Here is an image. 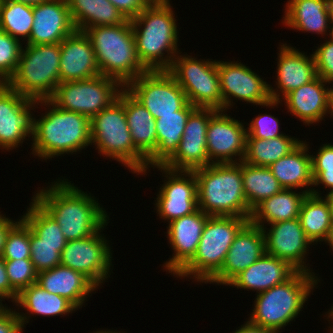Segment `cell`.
I'll return each mask as SVG.
<instances>
[{"instance_id":"obj_1","label":"cell","mask_w":333,"mask_h":333,"mask_svg":"<svg viewBox=\"0 0 333 333\" xmlns=\"http://www.w3.org/2000/svg\"><path fill=\"white\" fill-rule=\"evenodd\" d=\"M50 186L38 190L33 198L55 219L67 241L89 237L108 221L107 212L94 196L67 179Z\"/></svg>"},{"instance_id":"obj_2","label":"cell","mask_w":333,"mask_h":333,"mask_svg":"<svg viewBox=\"0 0 333 333\" xmlns=\"http://www.w3.org/2000/svg\"><path fill=\"white\" fill-rule=\"evenodd\" d=\"M174 15L170 0H152L130 20L136 53L147 71H168L176 54H181L177 51L179 33Z\"/></svg>"},{"instance_id":"obj_3","label":"cell","mask_w":333,"mask_h":333,"mask_svg":"<svg viewBox=\"0 0 333 333\" xmlns=\"http://www.w3.org/2000/svg\"><path fill=\"white\" fill-rule=\"evenodd\" d=\"M39 103L48 111L41 118L34 119L32 154L47 160L65 153L74 154L91 145L90 119L87 116L63 110L50 99L39 100Z\"/></svg>"},{"instance_id":"obj_4","label":"cell","mask_w":333,"mask_h":333,"mask_svg":"<svg viewBox=\"0 0 333 333\" xmlns=\"http://www.w3.org/2000/svg\"><path fill=\"white\" fill-rule=\"evenodd\" d=\"M198 183V208L210 216L250 219L252 209L244 195L242 161L210 164L193 170Z\"/></svg>"},{"instance_id":"obj_5","label":"cell","mask_w":333,"mask_h":333,"mask_svg":"<svg viewBox=\"0 0 333 333\" xmlns=\"http://www.w3.org/2000/svg\"><path fill=\"white\" fill-rule=\"evenodd\" d=\"M89 38L100 74L116 79L123 87L147 70L139 62L130 19L119 25L90 27Z\"/></svg>"},{"instance_id":"obj_6","label":"cell","mask_w":333,"mask_h":333,"mask_svg":"<svg viewBox=\"0 0 333 333\" xmlns=\"http://www.w3.org/2000/svg\"><path fill=\"white\" fill-rule=\"evenodd\" d=\"M91 145L137 175L146 174L147 158L135 147L125 114V88L118 98L90 120ZM139 173V174H138Z\"/></svg>"},{"instance_id":"obj_7","label":"cell","mask_w":333,"mask_h":333,"mask_svg":"<svg viewBox=\"0 0 333 333\" xmlns=\"http://www.w3.org/2000/svg\"><path fill=\"white\" fill-rule=\"evenodd\" d=\"M320 279L315 274L297 271L287 281L257 294L248 321L258 327L280 333L304 308Z\"/></svg>"},{"instance_id":"obj_8","label":"cell","mask_w":333,"mask_h":333,"mask_svg":"<svg viewBox=\"0 0 333 333\" xmlns=\"http://www.w3.org/2000/svg\"><path fill=\"white\" fill-rule=\"evenodd\" d=\"M8 85L34 101L48 100L60 83V43L26 44Z\"/></svg>"},{"instance_id":"obj_9","label":"cell","mask_w":333,"mask_h":333,"mask_svg":"<svg viewBox=\"0 0 333 333\" xmlns=\"http://www.w3.org/2000/svg\"><path fill=\"white\" fill-rule=\"evenodd\" d=\"M249 222L236 216H209L192 260L176 275L207 283L222 267L239 231Z\"/></svg>"},{"instance_id":"obj_10","label":"cell","mask_w":333,"mask_h":333,"mask_svg":"<svg viewBox=\"0 0 333 333\" xmlns=\"http://www.w3.org/2000/svg\"><path fill=\"white\" fill-rule=\"evenodd\" d=\"M209 60L198 61L195 57L177 54L168 72L183 89L191 105L223 110L217 61Z\"/></svg>"},{"instance_id":"obj_11","label":"cell","mask_w":333,"mask_h":333,"mask_svg":"<svg viewBox=\"0 0 333 333\" xmlns=\"http://www.w3.org/2000/svg\"><path fill=\"white\" fill-rule=\"evenodd\" d=\"M122 88L116 79L100 74L86 80L59 83L50 100L63 110L80 113L91 120L118 98Z\"/></svg>"},{"instance_id":"obj_12","label":"cell","mask_w":333,"mask_h":333,"mask_svg":"<svg viewBox=\"0 0 333 333\" xmlns=\"http://www.w3.org/2000/svg\"><path fill=\"white\" fill-rule=\"evenodd\" d=\"M157 119L174 114L189 102L183 89L168 71H147L124 87Z\"/></svg>"},{"instance_id":"obj_13","label":"cell","mask_w":333,"mask_h":333,"mask_svg":"<svg viewBox=\"0 0 333 333\" xmlns=\"http://www.w3.org/2000/svg\"><path fill=\"white\" fill-rule=\"evenodd\" d=\"M107 224L89 237L67 241L61 252L60 264L82 273L97 288L110 277L113 260L111 248L100 234Z\"/></svg>"},{"instance_id":"obj_14","label":"cell","mask_w":333,"mask_h":333,"mask_svg":"<svg viewBox=\"0 0 333 333\" xmlns=\"http://www.w3.org/2000/svg\"><path fill=\"white\" fill-rule=\"evenodd\" d=\"M237 62L217 61L223 111L233 106L231 97L264 107L277 106L280 101L271 99L270 84L241 62Z\"/></svg>"},{"instance_id":"obj_15","label":"cell","mask_w":333,"mask_h":333,"mask_svg":"<svg viewBox=\"0 0 333 333\" xmlns=\"http://www.w3.org/2000/svg\"><path fill=\"white\" fill-rule=\"evenodd\" d=\"M37 103V104H36ZM39 101L26 98L7 83H0V149L13 150L26 137H33L34 117L31 110Z\"/></svg>"},{"instance_id":"obj_16","label":"cell","mask_w":333,"mask_h":333,"mask_svg":"<svg viewBox=\"0 0 333 333\" xmlns=\"http://www.w3.org/2000/svg\"><path fill=\"white\" fill-rule=\"evenodd\" d=\"M156 167L167 177L155 200L159 217L170 223L195 212L198 209V183L194 171L172 170L163 165L153 168Z\"/></svg>"},{"instance_id":"obj_17","label":"cell","mask_w":333,"mask_h":333,"mask_svg":"<svg viewBox=\"0 0 333 333\" xmlns=\"http://www.w3.org/2000/svg\"><path fill=\"white\" fill-rule=\"evenodd\" d=\"M218 110L196 107L189 115L176 152L163 164L172 170L193 171L210 165L206 134L210 118Z\"/></svg>"},{"instance_id":"obj_18","label":"cell","mask_w":333,"mask_h":333,"mask_svg":"<svg viewBox=\"0 0 333 333\" xmlns=\"http://www.w3.org/2000/svg\"><path fill=\"white\" fill-rule=\"evenodd\" d=\"M224 113L218 110L210 118L207 127L206 149L211 164L240 163L245 156L246 127Z\"/></svg>"},{"instance_id":"obj_19","label":"cell","mask_w":333,"mask_h":333,"mask_svg":"<svg viewBox=\"0 0 333 333\" xmlns=\"http://www.w3.org/2000/svg\"><path fill=\"white\" fill-rule=\"evenodd\" d=\"M263 228L266 253L290 263L298 271L313 273L305 263L312 242L307 238L299 218L270 224ZM268 231L266 232V230ZM311 271V272H310Z\"/></svg>"},{"instance_id":"obj_20","label":"cell","mask_w":333,"mask_h":333,"mask_svg":"<svg viewBox=\"0 0 333 333\" xmlns=\"http://www.w3.org/2000/svg\"><path fill=\"white\" fill-rule=\"evenodd\" d=\"M265 253L264 230L249 221L235 237L221 269L207 283L227 285Z\"/></svg>"},{"instance_id":"obj_21","label":"cell","mask_w":333,"mask_h":333,"mask_svg":"<svg viewBox=\"0 0 333 333\" xmlns=\"http://www.w3.org/2000/svg\"><path fill=\"white\" fill-rule=\"evenodd\" d=\"M209 216L198 208L192 214L168 223L167 238L174 253L163 265L166 272L175 276L192 260Z\"/></svg>"},{"instance_id":"obj_22","label":"cell","mask_w":333,"mask_h":333,"mask_svg":"<svg viewBox=\"0 0 333 333\" xmlns=\"http://www.w3.org/2000/svg\"><path fill=\"white\" fill-rule=\"evenodd\" d=\"M76 31L67 0H48L33 6V25L26 44L60 43Z\"/></svg>"},{"instance_id":"obj_23","label":"cell","mask_w":333,"mask_h":333,"mask_svg":"<svg viewBox=\"0 0 333 333\" xmlns=\"http://www.w3.org/2000/svg\"><path fill=\"white\" fill-rule=\"evenodd\" d=\"M277 64L276 87L280 90H275L269 85L270 96L274 101L282 102L281 96L284 97L292 90L310 83L317 77L313 54L309 58L294 47L287 46L286 43L281 44Z\"/></svg>"},{"instance_id":"obj_24","label":"cell","mask_w":333,"mask_h":333,"mask_svg":"<svg viewBox=\"0 0 333 333\" xmlns=\"http://www.w3.org/2000/svg\"><path fill=\"white\" fill-rule=\"evenodd\" d=\"M60 83L100 75L93 46L84 32L75 31L60 42Z\"/></svg>"},{"instance_id":"obj_25","label":"cell","mask_w":333,"mask_h":333,"mask_svg":"<svg viewBox=\"0 0 333 333\" xmlns=\"http://www.w3.org/2000/svg\"><path fill=\"white\" fill-rule=\"evenodd\" d=\"M327 83L330 84L317 76L310 83L289 92L283 98L288 112L308 126L322 121L331 113V88L325 87Z\"/></svg>"},{"instance_id":"obj_26","label":"cell","mask_w":333,"mask_h":333,"mask_svg":"<svg viewBox=\"0 0 333 333\" xmlns=\"http://www.w3.org/2000/svg\"><path fill=\"white\" fill-rule=\"evenodd\" d=\"M298 270L285 260L265 253L235 276L227 286L256 291L257 294L290 279Z\"/></svg>"},{"instance_id":"obj_27","label":"cell","mask_w":333,"mask_h":333,"mask_svg":"<svg viewBox=\"0 0 333 333\" xmlns=\"http://www.w3.org/2000/svg\"><path fill=\"white\" fill-rule=\"evenodd\" d=\"M36 283L49 293L67 298L79 309L91 292L98 289L82 273L61 264L39 272Z\"/></svg>"},{"instance_id":"obj_28","label":"cell","mask_w":333,"mask_h":333,"mask_svg":"<svg viewBox=\"0 0 333 333\" xmlns=\"http://www.w3.org/2000/svg\"><path fill=\"white\" fill-rule=\"evenodd\" d=\"M283 25L304 32H315L322 36L330 32L332 24L331 0H288ZM328 30V31H327Z\"/></svg>"},{"instance_id":"obj_29","label":"cell","mask_w":333,"mask_h":333,"mask_svg":"<svg viewBox=\"0 0 333 333\" xmlns=\"http://www.w3.org/2000/svg\"><path fill=\"white\" fill-rule=\"evenodd\" d=\"M305 142L302 141L294 150L271 164L269 168L283 189L298 190L305 187L304 191L311 194L312 189L308 187L313 186L312 155L308 154L309 147Z\"/></svg>"},{"instance_id":"obj_30","label":"cell","mask_w":333,"mask_h":333,"mask_svg":"<svg viewBox=\"0 0 333 333\" xmlns=\"http://www.w3.org/2000/svg\"><path fill=\"white\" fill-rule=\"evenodd\" d=\"M196 107L188 103L174 114L159 115L156 120L157 147L147 158V169L163 165L177 150L182 139L187 119ZM150 165V166H149Z\"/></svg>"},{"instance_id":"obj_31","label":"cell","mask_w":333,"mask_h":333,"mask_svg":"<svg viewBox=\"0 0 333 333\" xmlns=\"http://www.w3.org/2000/svg\"><path fill=\"white\" fill-rule=\"evenodd\" d=\"M306 195L304 190L296 193L292 189H282L256 205L252 209L249 221L263 229L266 223L272 224L299 218L301 204Z\"/></svg>"},{"instance_id":"obj_32","label":"cell","mask_w":333,"mask_h":333,"mask_svg":"<svg viewBox=\"0 0 333 333\" xmlns=\"http://www.w3.org/2000/svg\"><path fill=\"white\" fill-rule=\"evenodd\" d=\"M125 114L135 147L148 158L157 147L156 120L126 89Z\"/></svg>"},{"instance_id":"obj_33","label":"cell","mask_w":333,"mask_h":333,"mask_svg":"<svg viewBox=\"0 0 333 333\" xmlns=\"http://www.w3.org/2000/svg\"><path fill=\"white\" fill-rule=\"evenodd\" d=\"M77 31L104 25H119L127 19L109 0H67Z\"/></svg>"},{"instance_id":"obj_34","label":"cell","mask_w":333,"mask_h":333,"mask_svg":"<svg viewBox=\"0 0 333 333\" xmlns=\"http://www.w3.org/2000/svg\"><path fill=\"white\" fill-rule=\"evenodd\" d=\"M320 194L312 187V193L304 198L299 213L303 231L312 243L326 242L333 227L329 205Z\"/></svg>"},{"instance_id":"obj_35","label":"cell","mask_w":333,"mask_h":333,"mask_svg":"<svg viewBox=\"0 0 333 333\" xmlns=\"http://www.w3.org/2000/svg\"><path fill=\"white\" fill-rule=\"evenodd\" d=\"M30 315L58 316L72 313L78 308L67 298L49 293L37 283L22 289L14 302Z\"/></svg>"},{"instance_id":"obj_36","label":"cell","mask_w":333,"mask_h":333,"mask_svg":"<svg viewBox=\"0 0 333 333\" xmlns=\"http://www.w3.org/2000/svg\"><path fill=\"white\" fill-rule=\"evenodd\" d=\"M302 141L287 135L272 139L246 138V151L243 162L259 167L271 164L289 154Z\"/></svg>"},{"instance_id":"obj_37","label":"cell","mask_w":333,"mask_h":333,"mask_svg":"<svg viewBox=\"0 0 333 333\" xmlns=\"http://www.w3.org/2000/svg\"><path fill=\"white\" fill-rule=\"evenodd\" d=\"M21 219L30 228V244L59 245V251L67 240L55 219L33 198Z\"/></svg>"},{"instance_id":"obj_38","label":"cell","mask_w":333,"mask_h":333,"mask_svg":"<svg viewBox=\"0 0 333 333\" xmlns=\"http://www.w3.org/2000/svg\"><path fill=\"white\" fill-rule=\"evenodd\" d=\"M242 181L244 195L251 209L283 189L269 167L252 166L243 161Z\"/></svg>"},{"instance_id":"obj_39","label":"cell","mask_w":333,"mask_h":333,"mask_svg":"<svg viewBox=\"0 0 333 333\" xmlns=\"http://www.w3.org/2000/svg\"><path fill=\"white\" fill-rule=\"evenodd\" d=\"M33 25V6L0 1V28L20 41H28ZM19 36V37H18ZM27 39V40H26Z\"/></svg>"},{"instance_id":"obj_40","label":"cell","mask_w":333,"mask_h":333,"mask_svg":"<svg viewBox=\"0 0 333 333\" xmlns=\"http://www.w3.org/2000/svg\"><path fill=\"white\" fill-rule=\"evenodd\" d=\"M30 248V228L20 218L7 233L1 256L4 260L30 258Z\"/></svg>"},{"instance_id":"obj_41","label":"cell","mask_w":333,"mask_h":333,"mask_svg":"<svg viewBox=\"0 0 333 333\" xmlns=\"http://www.w3.org/2000/svg\"><path fill=\"white\" fill-rule=\"evenodd\" d=\"M22 48L21 41L0 28V83H8L15 74Z\"/></svg>"},{"instance_id":"obj_42","label":"cell","mask_w":333,"mask_h":333,"mask_svg":"<svg viewBox=\"0 0 333 333\" xmlns=\"http://www.w3.org/2000/svg\"><path fill=\"white\" fill-rule=\"evenodd\" d=\"M4 262L9 282L18 293L37 282L38 272L30 258L4 260Z\"/></svg>"},{"instance_id":"obj_43","label":"cell","mask_w":333,"mask_h":333,"mask_svg":"<svg viewBox=\"0 0 333 333\" xmlns=\"http://www.w3.org/2000/svg\"><path fill=\"white\" fill-rule=\"evenodd\" d=\"M30 246V259L38 273L60 265L62 251H59V245L30 244Z\"/></svg>"},{"instance_id":"obj_44","label":"cell","mask_w":333,"mask_h":333,"mask_svg":"<svg viewBox=\"0 0 333 333\" xmlns=\"http://www.w3.org/2000/svg\"><path fill=\"white\" fill-rule=\"evenodd\" d=\"M248 126L246 138L272 139L284 135L279 131V120L271 114H258Z\"/></svg>"},{"instance_id":"obj_45","label":"cell","mask_w":333,"mask_h":333,"mask_svg":"<svg viewBox=\"0 0 333 333\" xmlns=\"http://www.w3.org/2000/svg\"><path fill=\"white\" fill-rule=\"evenodd\" d=\"M317 76L333 82V41L327 40L313 52Z\"/></svg>"},{"instance_id":"obj_46","label":"cell","mask_w":333,"mask_h":333,"mask_svg":"<svg viewBox=\"0 0 333 333\" xmlns=\"http://www.w3.org/2000/svg\"><path fill=\"white\" fill-rule=\"evenodd\" d=\"M21 312L12 311L9 307H2L0 309V333H22L24 324L30 316L27 313L20 314Z\"/></svg>"},{"instance_id":"obj_47","label":"cell","mask_w":333,"mask_h":333,"mask_svg":"<svg viewBox=\"0 0 333 333\" xmlns=\"http://www.w3.org/2000/svg\"><path fill=\"white\" fill-rule=\"evenodd\" d=\"M126 19H133L152 1V0H109Z\"/></svg>"},{"instance_id":"obj_48","label":"cell","mask_w":333,"mask_h":333,"mask_svg":"<svg viewBox=\"0 0 333 333\" xmlns=\"http://www.w3.org/2000/svg\"><path fill=\"white\" fill-rule=\"evenodd\" d=\"M311 156L312 168H333V145L330 143L323 144L317 152Z\"/></svg>"},{"instance_id":"obj_49","label":"cell","mask_w":333,"mask_h":333,"mask_svg":"<svg viewBox=\"0 0 333 333\" xmlns=\"http://www.w3.org/2000/svg\"><path fill=\"white\" fill-rule=\"evenodd\" d=\"M18 297V292L11 286L8 275L6 273L5 262L2 256H0V301L12 299L11 302H15Z\"/></svg>"},{"instance_id":"obj_50","label":"cell","mask_w":333,"mask_h":333,"mask_svg":"<svg viewBox=\"0 0 333 333\" xmlns=\"http://www.w3.org/2000/svg\"><path fill=\"white\" fill-rule=\"evenodd\" d=\"M312 176L314 187L322 184L333 191V168H312Z\"/></svg>"},{"instance_id":"obj_51","label":"cell","mask_w":333,"mask_h":333,"mask_svg":"<svg viewBox=\"0 0 333 333\" xmlns=\"http://www.w3.org/2000/svg\"><path fill=\"white\" fill-rule=\"evenodd\" d=\"M1 213V212H0ZM18 222L13 221L6 216L0 214V256L4 250L5 239L9 230Z\"/></svg>"},{"instance_id":"obj_52","label":"cell","mask_w":333,"mask_h":333,"mask_svg":"<svg viewBox=\"0 0 333 333\" xmlns=\"http://www.w3.org/2000/svg\"><path fill=\"white\" fill-rule=\"evenodd\" d=\"M234 333H277L272 330H268L257 325L252 324L247 321L244 325H241V328L237 329Z\"/></svg>"},{"instance_id":"obj_53","label":"cell","mask_w":333,"mask_h":333,"mask_svg":"<svg viewBox=\"0 0 333 333\" xmlns=\"http://www.w3.org/2000/svg\"><path fill=\"white\" fill-rule=\"evenodd\" d=\"M0 1H10V2L23 3L30 6H36L48 0H0Z\"/></svg>"},{"instance_id":"obj_54","label":"cell","mask_w":333,"mask_h":333,"mask_svg":"<svg viewBox=\"0 0 333 333\" xmlns=\"http://www.w3.org/2000/svg\"><path fill=\"white\" fill-rule=\"evenodd\" d=\"M324 199L327 201V203L329 205L331 220H332V223H333V191L328 192V194L325 195Z\"/></svg>"},{"instance_id":"obj_55","label":"cell","mask_w":333,"mask_h":333,"mask_svg":"<svg viewBox=\"0 0 333 333\" xmlns=\"http://www.w3.org/2000/svg\"><path fill=\"white\" fill-rule=\"evenodd\" d=\"M326 243H328V245L331 246L332 251H333V227H332V230L330 232L329 238L326 241Z\"/></svg>"},{"instance_id":"obj_56","label":"cell","mask_w":333,"mask_h":333,"mask_svg":"<svg viewBox=\"0 0 333 333\" xmlns=\"http://www.w3.org/2000/svg\"><path fill=\"white\" fill-rule=\"evenodd\" d=\"M328 312H329V313L327 314V315H328V318H331L330 320L332 321V324H333V306L331 307V310H329ZM329 328H330V329L332 328L330 332L333 333V325H332V327L330 326Z\"/></svg>"},{"instance_id":"obj_57","label":"cell","mask_w":333,"mask_h":333,"mask_svg":"<svg viewBox=\"0 0 333 333\" xmlns=\"http://www.w3.org/2000/svg\"><path fill=\"white\" fill-rule=\"evenodd\" d=\"M331 117H333V85L331 87Z\"/></svg>"},{"instance_id":"obj_58","label":"cell","mask_w":333,"mask_h":333,"mask_svg":"<svg viewBox=\"0 0 333 333\" xmlns=\"http://www.w3.org/2000/svg\"><path fill=\"white\" fill-rule=\"evenodd\" d=\"M94 333H120V332H117V331L115 332V331H112V330L111 331L110 330H106V331L105 330L104 331L103 330H101V331L99 330V331H96Z\"/></svg>"},{"instance_id":"obj_59","label":"cell","mask_w":333,"mask_h":333,"mask_svg":"<svg viewBox=\"0 0 333 333\" xmlns=\"http://www.w3.org/2000/svg\"><path fill=\"white\" fill-rule=\"evenodd\" d=\"M330 10H331L332 25H333V0H331V3H330Z\"/></svg>"},{"instance_id":"obj_60","label":"cell","mask_w":333,"mask_h":333,"mask_svg":"<svg viewBox=\"0 0 333 333\" xmlns=\"http://www.w3.org/2000/svg\"><path fill=\"white\" fill-rule=\"evenodd\" d=\"M329 37H331L330 40L333 41V25L331 26V30L329 32Z\"/></svg>"},{"instance_id":"obj_61","label":"cell","mask_w":333,"mask_h":333,"mask_svg":"<svg viewBox=\"0 0 333 333\" xmlns=\"http://www.w3.org/2000/svg\"><path fill=\"white\" fill-rule=\"evenodd\" d=\"M4 305L2 304V302L0 301V309L3 307Z\"/></svg>"}]
</instances>
